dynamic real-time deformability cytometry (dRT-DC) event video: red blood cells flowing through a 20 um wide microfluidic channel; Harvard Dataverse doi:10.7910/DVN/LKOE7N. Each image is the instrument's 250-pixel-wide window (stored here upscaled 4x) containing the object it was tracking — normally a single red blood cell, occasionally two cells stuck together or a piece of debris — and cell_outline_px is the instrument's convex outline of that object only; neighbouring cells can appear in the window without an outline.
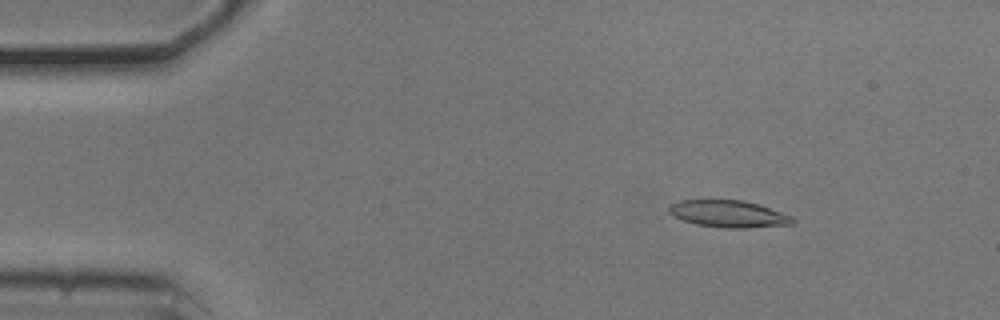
{"species": "common noctule bat (a hibernating species)", "species_latin": "Nyctalus noctula", "temperature_condition": "cold", "stored_images_in_passage": 47, "camera_frame_rate_fps": 3000, "um_per_image_px": 0.085, "animal": {"sex": "male", "body_mass_g": 20.5, "forearm_length_mm": 52.5}, "frame": {"image": 1, "passage_image": 1, "time_ms": 0.0, "image_size_px": [1000, 320], "cell_outline_px": [[796, 220], [792, 224], [748, 228], [724, 228], [696, 224], [672, 216], [668, 212], [668, 208], [672, 204], [680, 200], [744, 200], [792, 216]], "centroid_in_image_um": [61.91, 18.18], "position_along_channel_um": 23.1, "area_um2": 19.31}}
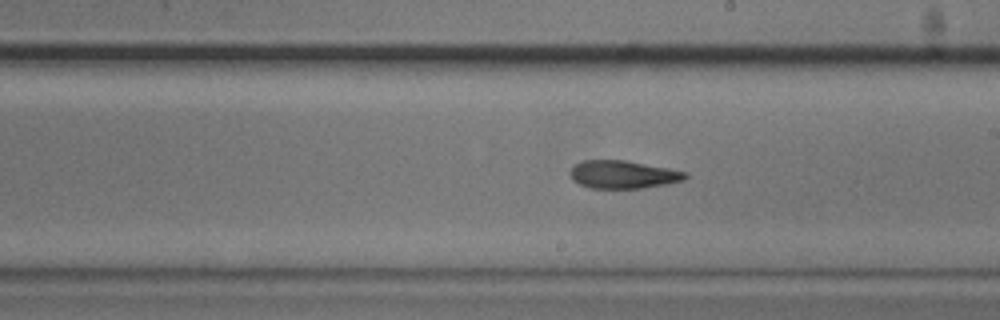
{"frame": {"image": 2, "passage_image": 24, "time_ms": 7.667, "image_size_px": [1000, 320], "cell_outline_px": [[688, 176], [684, 180], [668, 184], [640, 188], [588, 188], [572, 180], [568, 172], [576, 164], [584, 160], [624, 160], [668, 168], [688, 172]], "centroid_in_image_um": [52.96, 14.84], "position_along_channel_um": 236.0, "area_um2": 18.79}}
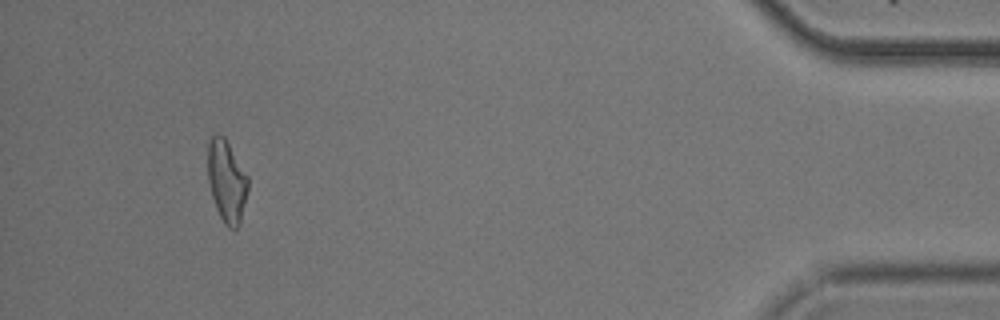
{"frame": {"image": 3, "passage_image": 44, "time_ms": 14.333, "image_size_px": [1000, 320], "cell_outline_px": [[248, 188], [240, 224], [236, 228], [228, 228], [224, 224], [216, 208], [212, 196], [208, 180], [208, 144], [212, 136], [224, 136], [248, 176]], "centroid_in_image_um": [19.27, 15.43], "position_along_channel_um": 415.9, "area_um2": 19.02}, "authors_computed_cell_mechanics": {"area_um2": 19.1318, "velocity_mm_per_s": 3.7197, "shape_relaxation_time_tau1_ms": null, "shape_relaxation_time_tau2_ms": 4.8162, "deformation_change_tau1": null, "deformation_change_tau2": 0.1424}}